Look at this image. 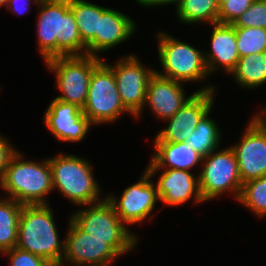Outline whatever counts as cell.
<instances>
[{"mask_svg": "<svg viewBox=\"0 0 266 266\" xmlns=\"http://www.w3.org/2000/svg\"><path fill=\"white\" fill-rule=\"evenodd\" d=\"M37 6L36 36L43 62L58 56L87 55L70 0H40Z\"/></svg>", "mask_w": 266, "mask_h": 266, "instance_id": "6da1fadb", "label": "cell"}, {"mask_svg": "<svg viewBox=\"0 0 266 266\" xmlns=\"http://www.w3.org/2000/svg\"><path fill=\"white\" fill-rule=\"evenodd\" d=\"M50 204L23 205L18 222L16 247L60 266L65 253V239L60 240Z\"/></svg>", "mask_w": 266, "mask_h": 266, "instance_id": "7a4b0ae2", "label": "cell"}, {"mask_svg": "<svg viewBox=\"0 0 266 266\" xmlns=\"http://www.w3.org/2000/svg\"><path fill=\"white\" fill-rule=\"evenodd\" d=\"M23 155L20 151L14 155L0 182V189L6 193V198L21 205L49 204L46 199L53 186L48 157L38 163L23 159Z\"/></svg>", "mask_w": 266, "mask_h": 266, "instance_id": "3957f363", "label": "cell"}, {"mask_svg": "<svg viewBox=\"0 0 266 266\" xmlns=\"http://www.w3.org/2000/svg\"><path fill=\"white\" fill-rule=\"evenodd\" d=\"M48 159L53 190H58L70 203L80 208L106 198L101 197L100 185L93 175V165L87 158L58 153Z\"/></svg>", "mask_w": 266, "mask_h": 266, "instance_id": "277c9868", "label": "cell"}, {"mask_svg": "<svg viewBox=\"0 0 266 266\" xmlns=\"http://www.w3.org/2000/svg\"><path fill=\"white\" fill-rule=\"evenodd\" d=\"M82 207L70 215V219L82 231L91 234L92 237L109 240V246L120 257L135 250L138 235L119 219L113 205L106 198Z\"/></svg>", "mask_w": 266, "mask_h": 266, "instance_id": "5b68a950", "label": "cell"}, {"mask_svg": "<svg viewBox=\"0 0 266 266\" xmlns=\"http://www.w3.org/2000/svg\"><path fill=\"white\" fill-rule=\"evenodd\" d=\"M167 33L164 30L156 33L157 55L163 73L157 70L155 72L183 83L206 81L210 75L204 60V50Z\"/></svg>", "mask_w": 266, "mask_h": 266, "instance_id": "8992f818", "label": "cell"}, {"mask_svg": "<svg viewBox=\"0 0 266 266\" xmlns=\"http://www.w3.org/2000/svg\"><path fill=\"white\" fill-rule=\"evenodd\" d=\"M103 58L82 56H58L46 60L45 66L53 72L56 89L61 92L54 98L83 109L88 97L91 73Z\"/></svg>", "mask_w": 266, "mask_h": 266, "instance_id": "52a82bcc", "label": "cell"}, {"mask_svg": "<svg viewBox=\"0 0 266 266\" xmlns=\"http://www.w3.org/2000/svg\"><path fill=\"white\" fill-rule=\"evenodd\" d=\"M199 174L200 192L204 202L214 201L219 196L229 194L238 200L242 180L238 170V162L231 147H226L218 151H212L203 157ZM227 192V193H226Z\"/></svg>", "mask_w": 266, "mask_h": 266, "instance_id": "ba28073f", "label": "cell"}, {"mask_svg": "<svg viewBox=\"0 0 266 266\" xmlns=\"http://www.w3.org/2000/svg\"><path fill=\"white\" fill-rule=\"evenodd\" d=\"M82 111L95 126L111 124L124 113L132 115L121 101L113 71L103 61L91 73Z\"/></svg>", "mask_w": 266, "mask_h": 266, "instance_id": "9c48e42d", "label": "cell"}, {"mask_svg": "<svg viewBox=\"0 0 266 266\" xmlns=\"http://www.w3.org/2000/svg\"><path fill=\"white\" fill-rule=\"evenodd\" d=\"M103 62L113 71L116 85L124 107L132 117L144 113L148 82L156 69L145 67L135 54L118 59L115 64Z\"/></svg>", "mask_w": 266, "mask_h": 266, "instance_id": "30bf717a", "label": "cell"}, {"mask_svg": "<svg viewBox=\"0 0 266 266\" xmlns=\"http://www.w3.org/2000/svg\"><path fill=\"white\" fill-rule=\"evenodd\" d=\"M238 162L242 183L266 174V119L258 112L246 124L239 143L230 146Z\"/></svg>", "mask_w": 266, "mask_h": 266, "instance_id": "8fae6325", "label": "cell"}, {"mask_svg": "<svg viewBox=\"0 0 266 266\" xmlns=\"http://www.w3.org/2000/svg\"><path fill=\"white\" fill-rule=\"evenodd\" d=\"M140 179L123 189L120 197L110 194L106 199L113 205L119 219L126 225L145 222L155 217L152 213L157 201H161L152 176L145 169ZM152 213V216L150 215ZM150 218V219H148Z\"/></svg>", "mask_w": 266, "mask_h": 266, "instance_id": "7c38bea8", "label": "cell"}, {"mask_svg": "<svg viewBox=\"0 0 266 266\" xmlns=\"http://www.w3.org/2000/svg\"><path fill=\"white\" fill-rule=\"evenodd\" d=\"M68 221L65 253L60 266H113L111 263L120 256L109 246V240L92 237L70 218Z\"/></svg>", "mask_w": 266, "mask_h": 266, "instance_id": "4fadbf2b", "label": "cell"}, {"mask_svg": "<svg viewBox=\"0 0 266 266\" xmlns=\"http://www.w3.org/2000/svg\"><path fill=\"white\" fill-rule=\"evenodd\" d=\"M215 91H197L172 117L168 126L160 130L154 142H186L201 118L212 109Z\"/></svg>", "mask_w": 266, "mask_h": 266, "instance_id": "5bb4252c", "label": "cell"}, {"mask_svg": "<svg viewBox=\"0 0 266 266\" xmlns=\"http://www.w3.org/2000/svg\"><path fill=\"white\" fill-rule=\"evenodd\" d=\"M47 106L43 122L53 136L62 142H80L94 126L75 104L65 103L56 98Z\"/></svg>", "mask_w": 266, "mask_h": 266, "instance_id": "9a60e30c", "label": "cell"}, {"mask_svg": "<svg viewBox=\"0 0 266 266\" xmlns=\"http://www.w3.org/2000/svg\"><path fill=\"white\" fill-rule=\"evenodd\" d=\"M183 82L174 81L160 76L156 72L151 76L147 92L145 106L152 110L158 120H166L172 117L197 91H216L213 85H204L190 96H185Z\"/></svg>", "mask_w": 266, "mask_h": 266, "instance_id": "2e32d148", "label": "cell"}, {"mask_svg": "<svg viewBox=\"0 0 266 266\" xmlns=\"http://www.w3.org/2000/svg\"><path fill=\"white\" fill-rule=\"evenodd\" d=\"M136 26L132 17L108 7L99 17L98 32L86 45L87 55L100 57L101 53L122 44L135 34Z\"/></svg>", "mask_w": 266, "mask_h": 266, "instance_id": "e0dca14e", "label": "cell"}, {"mask_svg": "<svg viewBox=\"0 0 266 266\" xmlns=\"http://www.w3.org/2000/svg\"><path fill=\"white\" fill-rule=\"evenodd\" d=\"M162 171L155 183L161 203L167 206H180L191 199L195 204L205 203L200 192L198 175L195 176L193 172L186 170Z\"/></svg>", "mask_w": 266, "mask_h": 266, "instance_id": "ac0fdd59", "label": "cell"}, {"mask_svg": "<svg viewBox=\"0 0 266 266\" xmlns=\"http://www.w3.org/2000/svg\"><path fill=\"white\" fill-rule=\"evenodd\" d=\"M210 51H204V60L209 75L221 69L228 76L236 68L240 58L237 50L235 27L232 24H211Z\"/></svg>", "mask_w": 266, "mask_h": 266, "instance_id": "d6986e66", "label": "cell"}, {"mask_svg": "<svg viewBox=\"0 0 266 266\" xmlns=\"http://www.w3.org/2000/svg\"><path fill=\"white\" fill-rule=\"evenodd\" d=\"M154 154L145 168L154 177L161 169L191 171L195 166H202L203 156L190 148L187 142H153Z\"/></svg>", "mask_w": 266, "mask_h": 266, "instance_id": "ffe728a7", "label": "cell"}, {"mask_svg": "<svg viewBox=\"0 0 266 266\" xmlns=\"http://www.w3.org/2000/svg\"><path fill=\"white\" fill-rule=\"evenodd\" d=\"M230 75L246 90L266 84V52L240 57Z\"/></svg>", "mask_w": 266, "mask_h": 266, "instance_id": "44dd1931", "label": "cell"}, {"mask_svg": "<svg viewBox=\"0 0 266 266\" xmlns=\"http://www.w3.org/2000/svg\"><path fill=\"white\" fill-rule=\"evenodd\" d=\"M212 110L213 108L201 118L186 141L190 148H193L203 157L218 149L222 141L219 125L209 116Z\"/></svg>", "mask_w": 266, "mask_h": 266, "instance_id": "7402d4cb", "label": "cell"}, {"mask_svg": "<svg viewBox=\"0 0 266 266\" xmlns=\"http://www.w3.org/2000/svg\"><path fill=\"white\" fill-rule=\"evenodd\" d=\"M76 25L82 41L87 45L98 32L99 17L108 9L86 0H70Z\"/></svg>", "mask_w": 266, "mask_h": 266, "instance_id": "603a6c76", "label": "cell"}, {"mask_svg": "<svg viewBox=\"0 0 266 266\" xmlns=\"http://www.w3.org/2000/svg\"><path fill=\"white\" fill-rule=\"evenodd\" d=\"M22 206L11 198L0 196V254L16 247Z\"/></svg>", "mask_w": 266, "mask_h": 266, "instance_id": "cb8c5ba5", "label": "cell"}, {"mask_svg": "<svg viewBox=\"0 0 266 266\" xmlns=\"http://www.w3.org/2000/svg\"><path fill=\"white\" fill-rule=\"evenodd\" d=\"M175 10L176 18L186 25L218 23L219 5L216 0H183Z\"/></svg>", "mask_w": 266, "mask_h": 266, "instance_id": "d4e9b609", "label": "cell"}, {"mask_svg": "<svg viewBox=\"0 0 266 266\" xmlns=\"http://www.w3.org/2000/svg\"><path fill=\"white\" fill-rule=\"evenodd\" d=\"M242 207L248 208L254 215L263 218L266 216V174L258 179L242 184L238 198Z\"/></svg>", "mask_w": 266, "mask_h": 266, "instance_id": "484cf974", "label": "cell"}, {"mask_svg": "<svg viewBox=\"0 0 266 266\" xmlns=\"http://www.w3.org/2000/svg\"><path fill=\"white\" fill-rule=\"evenodd\" d=\"M237 50L240 57L266 52V29L235 27Z\"/></svg>", "mask_w": 266, "mask_h": 266, "instance_id": "4316f807", "label": "cell"}, {"mask_svg": "<svg viewBox=\"0 0 266 266\" xmlns=\"http://www.w3.org/2000/svg\"><path fill=\"white\" fill-rule=\"evenodd\" d=\"M234 27H259L266 29V0H254L232 24Z\"/></svg>", "mask_w": 266, "mask_h": 266, "instance_id": "83f0119b", "label": "cell"}, {"mask_svg": "<svg viewBox=\"0 0 266 266\" xmlns=\"http://www.w3.org/2000/svg\"><path fill=\"white\" fill-rule=\"evenodd\" d=\"M1 254L8 256L9 266H56L54 263L18 247H14Z\"/></svg>", "mask_w": 266, "mask_h": 266, "instance_id": "f1b7e54d", "label": "cell"}, {"mask_svg": "<svg viewBox=\"0 0 266 266\" xmlns=\"http://www.w3.org/2000/svg\"><path fill=\"white\" fill-rule=\"evenodd\" d=\"M254 0H227L219 7L218 23L233 24L247 9Z\"/></svg>", "mask_w": 266, "mask_h": 266, "instance_id": "f546056e", "label": "cell"}, {"mask_svg": "<svg viewBox=\"0 0 266 266\" xmlns=\"http://www.w3.org/2000/svg\"><path fill=\"white\" fill-rule=\"evenodd\" d=\"M0 132V182L18 149Z\"/></svg>", "mask_w": 266, "mask_h": 266, "instance_id": "4dcf8cb0", "label": "cell"}, {"mask_svg": "<svg viewBox=\"0 0 266 266\" xmlns=\"http://www.w3.org/2000/svg\"><path fill=\"white\" fill-rule=\"evenodd\" d=\"M39 4L40 0H8L6 8L14 14L30 13L31 3ZM28 11V12H27Z\"/></svg>", "mask_w": 266, "mask_h": 266, "instance_id": "1f68e13d", "label": "cell"}, {"mask_svg": "<svg viewBox=\"0 0 266 266\" xmlns=\"http://www.w3.org/2000/svg\"><path fill=\"white\" fill-rule=\"evenodd\" d=\"M139 6L143 5V7H154V6H163V5H169V4H175L174 7L177 9L183 0H135Z\"/></svg>", "mask_w": 266, "mask_h": 266, "instance_id": "d6a6232c", "label": "cell"}, {"mask_svg": "<svg viewBox=\"0 0 266 266\" xmlns=\"http://www.w3.org/2000/svg\"><path fill=\"white\" fill-rule=\"evenodd\" d=\"M260 111L261 112H259V113L266 119V106H264L263 108H261Z\"/></svg>", "mask_w": 266, "mask_h": 266, "instance_id": "836d02e7", "label": "cell"}, {"mask_svg": "<svg viewBox=\"0 0 266 266\" xmlns=\"http://www.w3.org/2000/svg\"><path fill=\"white\" fill-rule=\"evenodd\" d=\"M8 0H0V7L6 6Z\"/></svg>", "mask_w": 266, "mask_h": 266, "instance_id": "e575fe53", "label": "cell"}, {"mask_svg": "<svg viewBox=\"0 0 266 266\" xmlns=\"http://www.w3.org/2000/svg\"><path fill=\"white\" fill-rule=\"evenodd\" d=\"M217 1V3H218V5H219V7L224 3V2H226L227 0H216Z\"/></svg>", "mask_w": 266, "mask_h": 266, "instance_id": "d590c367", "label": "cell"}]
</instances>
